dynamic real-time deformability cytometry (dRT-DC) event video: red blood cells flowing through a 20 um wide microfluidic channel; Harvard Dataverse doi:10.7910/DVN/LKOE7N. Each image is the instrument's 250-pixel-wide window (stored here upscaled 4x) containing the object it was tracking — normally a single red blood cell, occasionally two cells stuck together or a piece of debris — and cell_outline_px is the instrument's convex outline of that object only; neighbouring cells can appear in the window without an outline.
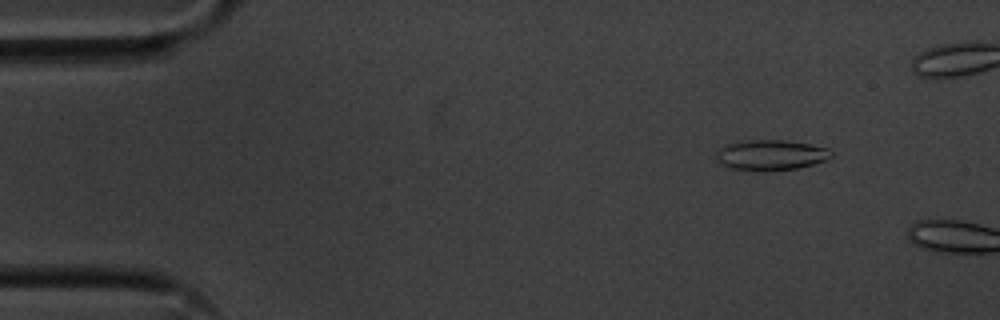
{"species": "common noctule bat (a hibernating species)", "species_latin": "Nyctalus noctula", "temperature_condition": "cold", "stored_images_in_passage": 4, "camera_frame_rate_fps": 3000, "um_per_image_px": 0.085, "animal": {"sex": "male", "body_mass_g": 20.1, "forearm_length_mm": 53.5}, "frame": {"image": 1, "passage_image": 2, "time_ms": 0.333, "image_size_px": [1000, 320], "cell_outline_px": [[836, 156], [828, 160], [796, 168], [764, 172], [732, 168], [720, 164], [712, 160], [720, 148], [728, 144], [748, 140], [784, 140], [808, 144], [828, 148]], "centroid_in_image_um": [65.52, 13.19], "position_along_channel_um": 19.5, "area_um2": 20.63}}